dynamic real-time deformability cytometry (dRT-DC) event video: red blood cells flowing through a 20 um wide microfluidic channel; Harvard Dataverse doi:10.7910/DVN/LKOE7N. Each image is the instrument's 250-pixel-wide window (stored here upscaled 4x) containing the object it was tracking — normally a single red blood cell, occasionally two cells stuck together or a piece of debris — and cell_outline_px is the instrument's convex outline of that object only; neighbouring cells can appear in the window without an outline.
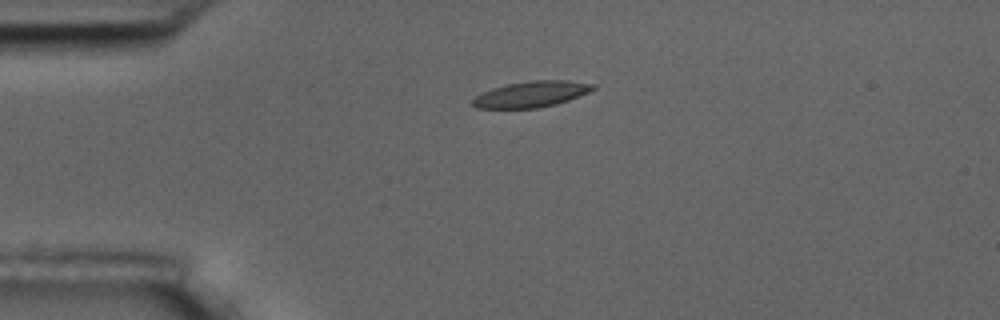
{"species": "common noctule bat (a hibernating species)", "species_latin": "Nyctalus noctula", "temperature_condition": "room temperature", "stored_images_in_passage": 2, "camera_frame_rate_fps": 3000, "um_per_image_px": 0.085, "animal": {"sex": "male", "body_mass_g": 17.5, "forearm_length_mm": 52.3}, "frame": {"image": 1, "passage_image": 1, "time_ms": 0.0, "image_size_px": [1000, 320], "cell_outline_px": [[596, 88], [588, 92], [568, 100], [556, 104], [536, 108], [476, 108], [472, 104], [472, 100], [476, 96], [492, 88], [508, 84], [528, 80], [568, 80], [596, 84]], "centroid_in_image_um": [45.18, 7.99], "position_along_channel_um": 39.8, "area_um2": 18.15}}